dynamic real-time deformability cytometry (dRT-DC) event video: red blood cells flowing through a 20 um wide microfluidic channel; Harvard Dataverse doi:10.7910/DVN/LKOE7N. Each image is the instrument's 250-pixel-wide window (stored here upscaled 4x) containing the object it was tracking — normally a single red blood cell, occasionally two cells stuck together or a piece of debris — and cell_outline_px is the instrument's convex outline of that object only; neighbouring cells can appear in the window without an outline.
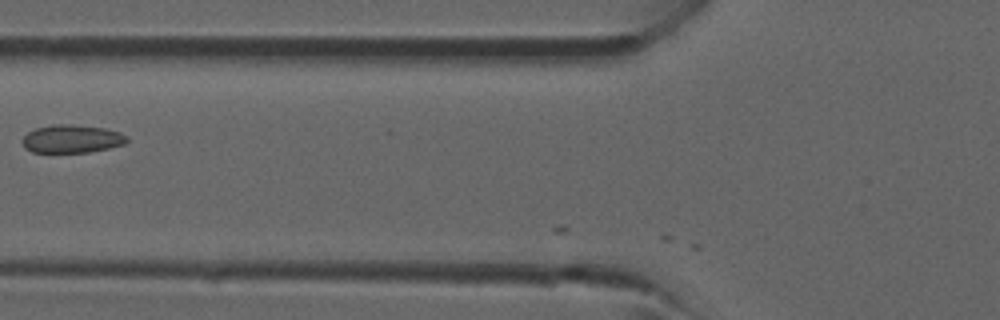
{"species": "common noctule bat (a hibernating species)", "species_latin": "Nyctalus noctula", "temperature_condition": "room temperature", "stored_images_in_passage": 5, "camera_frame_rate_fps": 3000, "um_per_image_px": 0.085, "animal": {"sex": "male", "forearm_length_mm": 52.5}, "frame": {"image": 1, "passage_image": 5, "time_ms": 4.667, "image_size_px": [1000, 320], "cell_outline_px": [[128, 140], [124, 144], [108, 148], [88, 152], [32, 152], [24, 148], [20, 140], [28, 132], [36, 128], [56, 124], [68, 124], [104, 128], [120, 132], [128, 136]], "centroid_in_image_um": [6.08, 11.8], "position_along_channel_um": 119.7, "area_um2": 17.11}}